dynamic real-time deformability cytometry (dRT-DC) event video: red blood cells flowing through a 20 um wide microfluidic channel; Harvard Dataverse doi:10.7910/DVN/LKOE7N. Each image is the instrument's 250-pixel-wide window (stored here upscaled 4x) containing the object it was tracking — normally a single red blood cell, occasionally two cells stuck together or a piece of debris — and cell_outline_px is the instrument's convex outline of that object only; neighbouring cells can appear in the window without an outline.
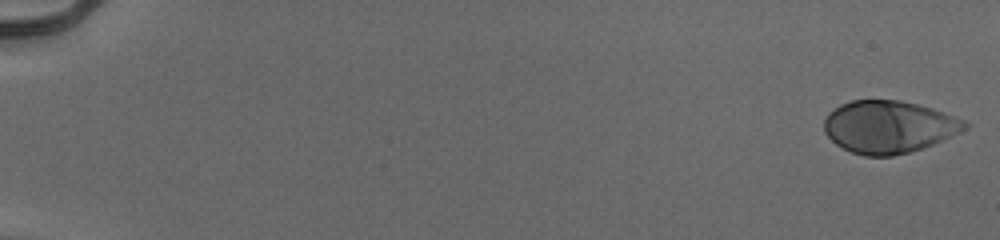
{"species": "human", "species_latin": "Homo sapiens", "temperature_condition": "cold", "stored_images_in_passage": 54, "camera_frame_rate_fps": 3000, "um_per_image_px": 0.085, "donor": {"sex": "male"}, "frame": {"image": 1, "passage_image": 1, "time_ms": 0.0, "image_size_px": [1000, 240], "cell_outline_px": [[968, 124], [960, 132], [952, 136], [932, 144], [908, 152], [892, 156], [864, 156], [852, 152], [836, 144], [824, 132], [824, 120], [828, 112], [840, 104], [852, 100], [900, 100], [932, 108], [964, 120]], "centroid_in_image_um": [75.5, 10.77], "position_along_channel_um": 9.5, "area_um2": 42.66}}
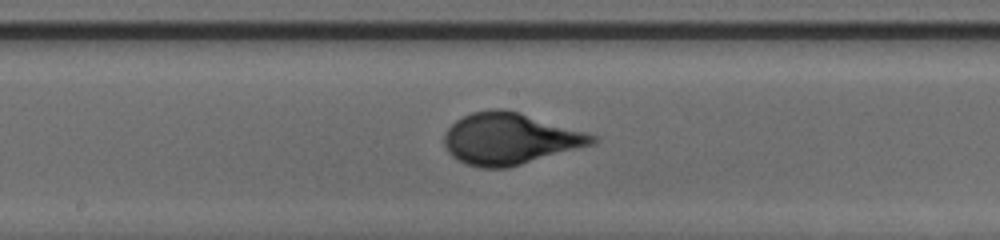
{"frame": {"image": 2, "passage_image": 31, "time_ms": 10.0, "image_size_px": [1000, 240], "cell_outline_px": [[600, 140], [596, 144], [508, 168], [480, 168], [464, 164], [456, 160], [448, 152], [444, 144], [444, 132], [456, 120], [472, 112], [492, 108], [504, 108], [520, 112], [600, 136]], "centroid_in_image_um": [43.37, 11.8], "position_along_channel_um": 204.8, "area_um2": 45.14}}
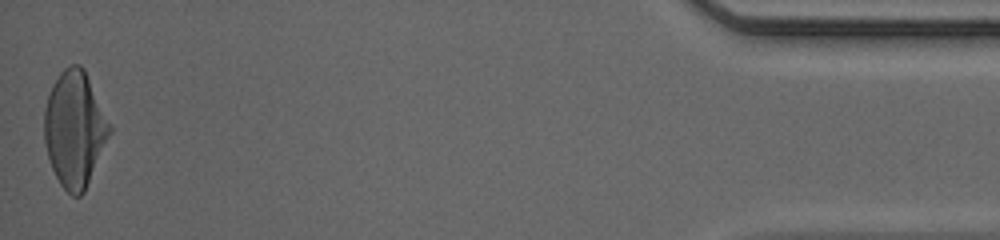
{"frame": {"image": 3, "passage_image": 54, "time_ms": 17.667, "image_size_px": [1000, 240], "cell_outline_px": [[112, 132], [84, 192], [80, 196], [72, 196], [60, 184], [52, 168], [48, 156], [44, 140], [44, 108], [52, 84], [60, 72], [64, 68], [72, 64], [80, 64], [84, 68], [112, 128]], "centroid_in_image_um": [6.34, 10.96], "position_along_channel_um": 428.9, "area_um2": 43.99}}